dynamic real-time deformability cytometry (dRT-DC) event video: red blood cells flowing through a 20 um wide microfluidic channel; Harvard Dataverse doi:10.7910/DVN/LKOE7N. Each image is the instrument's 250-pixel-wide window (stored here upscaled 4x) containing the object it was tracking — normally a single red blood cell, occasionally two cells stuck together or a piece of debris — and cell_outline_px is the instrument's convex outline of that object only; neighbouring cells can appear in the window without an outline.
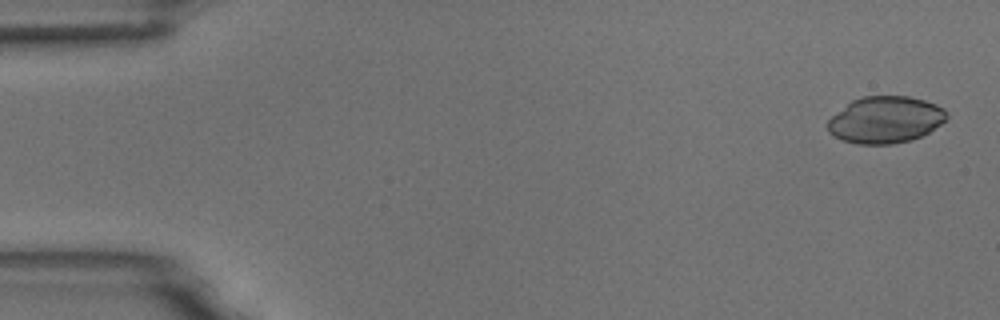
{"species": "common noctule bat (a hibernating species)", "species_latin": "Nyctalus noctula", "temperature_condition": "room temperature", "stored_images_in_passage": 4, "camera_frame_rate_fps": 3000, "um_per_image_px": 0.085, "animal": {"sex": "male", "body_mass_g": 18.8}, "frame": {"image": 1, "passage_image": 1, "time_ms": 0.0, "image_size_px": [1000, 320], "cell_outline_px": [[948, 116], [940, 124], [928, 132], [912, 140], [892, 144], [856, 144], [844, 140], [828, 132], [828, 120], [832, 116], [852, 100], [864, 96], [908, 96], [924, 100], [936, 104], [944, 108], [948, 112]], "centroid_in_image_um": [75.27, 10.17], "position_along_channel_um": 9.7, "area_um2": 32.25}}